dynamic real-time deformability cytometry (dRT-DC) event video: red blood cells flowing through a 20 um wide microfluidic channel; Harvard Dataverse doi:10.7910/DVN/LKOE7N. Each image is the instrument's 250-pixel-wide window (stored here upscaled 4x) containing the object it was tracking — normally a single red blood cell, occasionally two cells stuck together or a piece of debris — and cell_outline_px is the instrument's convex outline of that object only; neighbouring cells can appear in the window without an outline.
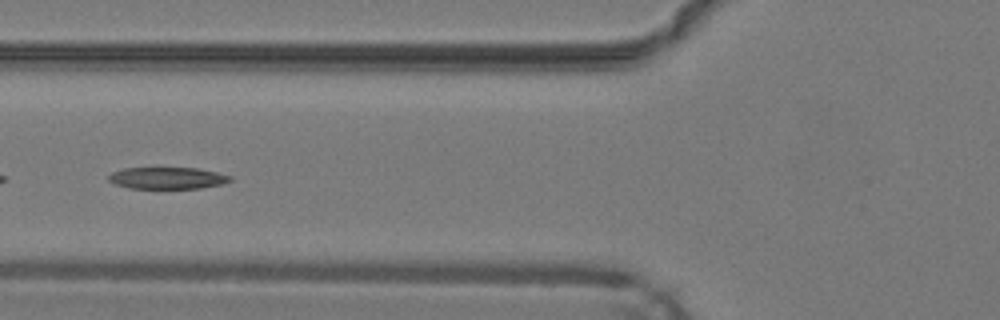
{"species": "common noctule bat (a hibernating species)", "species_latin": "Nyctalus noctula", "temperature_condition": "warm", "stored_images_in_passage": 42, "camera_frame_rate_fps": 3000, "um_per_image_px": 0.085, "animal": {"sex": "male", "body_mass_g": 19.2, "forearm_length_mm": 51.8}, "frame": {"image": 1, "passage_image": 19, "time_ms": 6.0, "image_size_px": [1000, 320], "cell_outline_px": [[232, 180], [220, 184], [200, 188], [128, 188], [116, 184], [108, 180], [108, 176], [112, 172], [124, 168], [196, 168], [216, 172], [232, 176]], "centroid_in_image_um": [14.21, 15.13], "position_along_channel_um": 111.6, "area_um2": 15.26}}
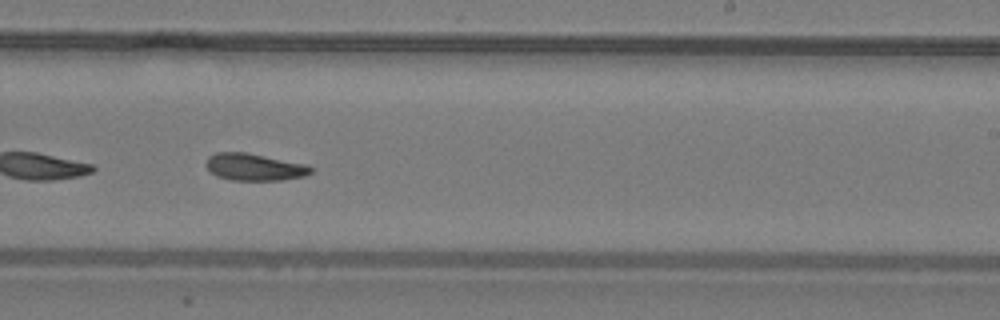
{"frame": {"image": 2, "passage_image": 30, "time_ms": 9.667, "image_size_px": [1000, 320], "cell_outline_px": [[316, 168], [312, 172], [304, 176], [280, 180], [232, 180], [216, 176], [204, 164], [208, 156], [216, 152], [244, 152], [308, 164]], "centroid_in_image_um": [21.64, 14.19], "position_along_channel_um": 267.4, "area_um2": 16.65}, "authors_computed_cell_mechanics": {"area_um2": 16.9354, "velocity_mm_per_s": 4.2546, "shape_relaxation_time_tau1_ms": null, "shape_relaxation_time_tau2_ms": 6.8803, "deformation_change_tau1": null, "deformation_change_tau2": 0.1524}}